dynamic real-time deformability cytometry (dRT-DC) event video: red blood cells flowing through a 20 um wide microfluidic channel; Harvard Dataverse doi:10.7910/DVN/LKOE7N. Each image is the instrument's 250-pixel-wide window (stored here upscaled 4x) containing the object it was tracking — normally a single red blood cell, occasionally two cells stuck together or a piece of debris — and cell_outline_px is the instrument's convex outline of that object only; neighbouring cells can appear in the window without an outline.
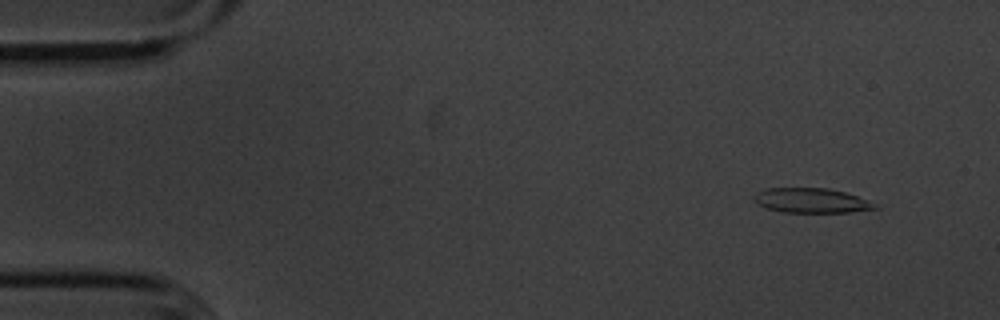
{"species": "common noctule bat (a hibernating species)", "species_latin": "Nyctalus noctula", "temperature_condition": "cold", "stored_images_in_passage": 54, "camera_frame_rate_fps": 3000, "um_per_image_px": 0.085, "animal": {"sex": "male", "body_mass_g": 20.1, "forearm_length_mm": 53.5}, "frame": {"image": 1, "passage_image": 4, "time_ms": 1.0, "image_size_px": [1000, 320], "cell_outline_px": [[880, 208], [848, 212], [784, 212], [764, 208], [756, 204], [752, 200], [752, 196], [756, 192], [764, 188], [828, 188], [844, 192], [868, 200]], "centroid_in_image_um": [68.87, 17.04], "position_along_channel_um": 16.1, "area_um2": 17.51}}
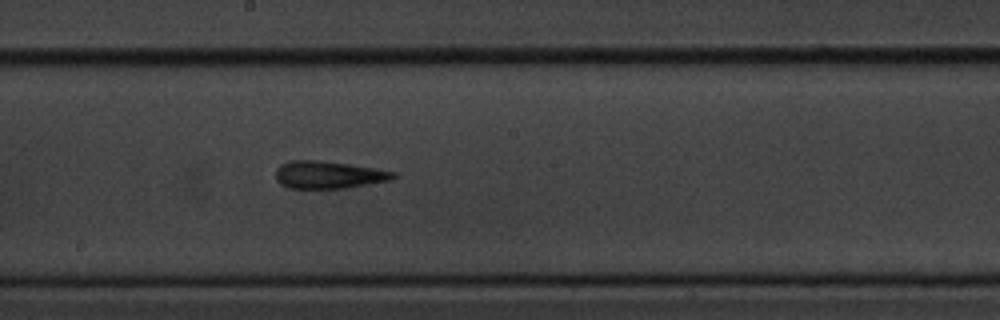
{"frame": {"image": 2, "passage_image": 29, "time_ms": 9.333, "image_size_px": [1000, 320], "cell_outline_px": [[396, 176], [392, 180], [344, 188], [288, 188], [280, 184], [276, 180], [276, 168], [280, 164], [288, 160], [320, 160], [348, 164], [396, 172]], "centroid_in_image_um": [27.88, 14.85], "position_along_channel_um": 220.3, "area_um2": 18.84}}
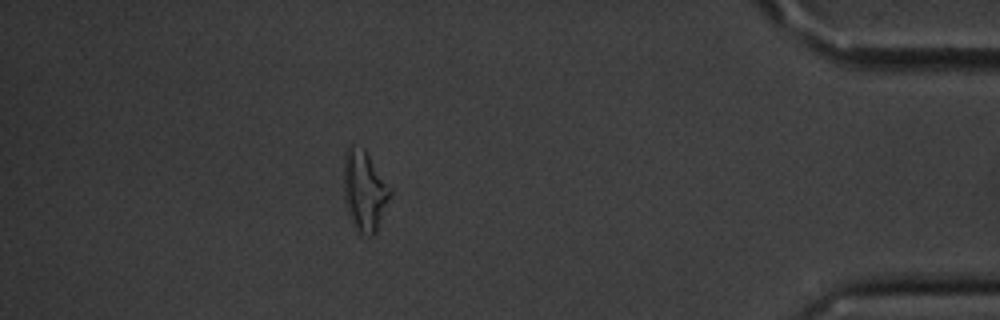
{"frame": {"image": 3, "passage_image": 48, "time_ms": 15.667, "image_size_px": [1000, 320], "cell_outline_px": [[392, 192], [376, 232], [372, 236], [368, 236], [356, 232], [348, 212], [344, 200], [344, 156], [348, 148], [352, 144], [364, 148], [392, 188]], "centroid_in_image_um": [30.98, 16.22], "position_along_channel_um": 404.2, "area_um2": 21.91}, "authors_computed_cell_mechanics": {"area_um2": 18.6694, "velocity_mm_per_s": 3.619, "shape_relaxation_time_tau1_ms": 5.185, "shape_relaxation_time_tau2_ms": 3.187, "deformation_change_tau1": 0.1786, "deformation_change_tau2": 0.1585}}